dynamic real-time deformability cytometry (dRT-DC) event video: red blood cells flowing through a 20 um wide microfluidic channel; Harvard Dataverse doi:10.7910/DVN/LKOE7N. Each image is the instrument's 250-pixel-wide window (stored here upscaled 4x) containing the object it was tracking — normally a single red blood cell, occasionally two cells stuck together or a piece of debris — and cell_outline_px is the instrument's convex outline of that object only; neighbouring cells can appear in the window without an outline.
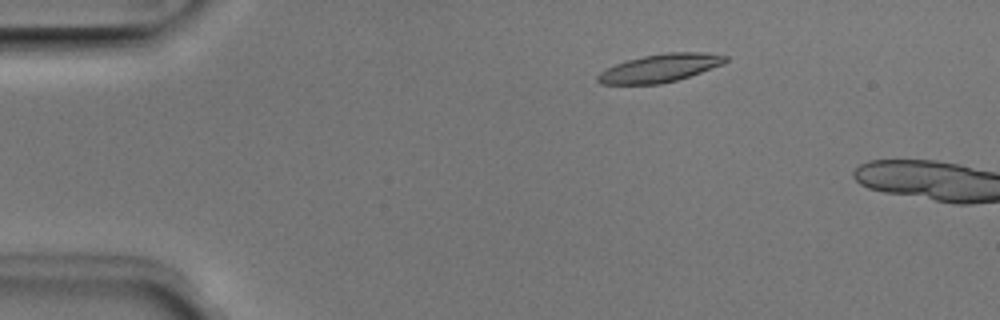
{"species": "Egyptian fruit bat (a non-hibernating species)", "species_latin": "Rousettus aegyptiacus", "temperature_condition": "room temperature", "stored_images_in_passage": 4, "camera_frame_rate_fps": 3000, "um_per_image_px": 0.085, "animal": {"sex": "male"}, "frame": {"image": 1, "passage_image": 3, "time_ms": 0.667, "image_size_px": [1000, 320], "cell_outline_px": [[728, 60], [724, 64], [676, 80], [660, 84], [600, 84], [596, 80], [596, 76], [600, 72], [616, 64], [628, 60], [644, 56], [668, 52], [708, 52], [728, 56]], "centroid_in_image_um": [56.12, 5.78], "position_along_channel_um": 28.9, "area_um2": 20.75}}